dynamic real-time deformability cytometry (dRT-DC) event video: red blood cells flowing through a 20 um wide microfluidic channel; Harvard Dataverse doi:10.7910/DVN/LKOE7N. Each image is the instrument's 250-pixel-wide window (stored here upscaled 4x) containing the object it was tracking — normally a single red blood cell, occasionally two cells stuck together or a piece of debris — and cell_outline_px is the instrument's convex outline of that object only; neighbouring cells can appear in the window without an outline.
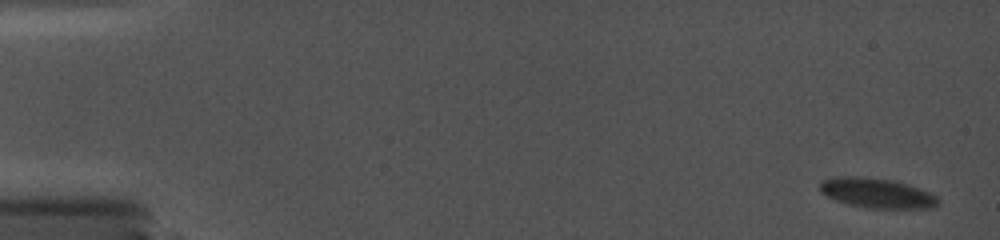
{"species": "common noctule bat (a hibernating species)", "species_latin": "Nyctalus noctula", "temperature_condition": "cold", "stored_images_in_passage": 29, "camera_frame_rate_fps": 5000, "um_per_image_px": 0.085, "animal": {"sex": "female", "body_mass_g": 19.0, "forearm_length_mm": 56.7}, "frame": {"image": 1, "passage_image": 1, "time_ms": 0.0, "image_size_px": [1000, 240], "cell_outline_px": [[940, 204], [936, 208], [868, 208], [848, 204], [836, 200], [820, 192], [820, 180], [836, 176], [860, 176], [892, 180], [920, 188], [936, 196], [940, 200]], "centroid_in_image_um": [74.54, 16.41], "position_along_channel_um": 10.5, "area_um2": 20.69}}
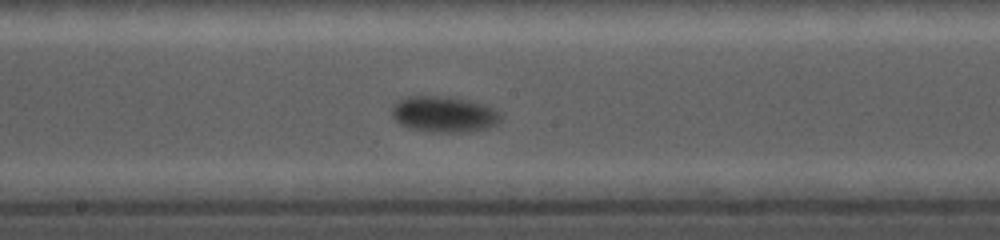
{"frame": {"image": 2, "passage_image": 15, "time_ms": 9.8, "image_size_px": [1000, 240], "cell_outline_px": [[504, 116], [496, 124], [484, 128], [468, 132], [432, 132], [408, 128], [400, 124], [392, 116], [392, 104], [404, 96], [440, 96], [468, 100], [484, 104], [500, 112]], "centroid_in_image_um": [37.71, 9.71], "position_along_channel_um": 210.5, "area_um2": 22.95}}
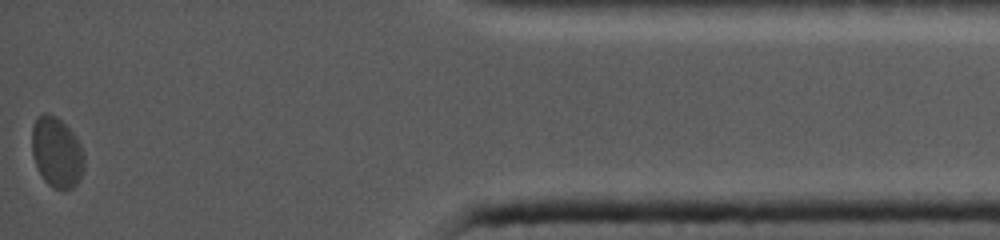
{"frame": {"image": 3, "passage_image": 29, "time_ms": 17.0, "image_size_px": [1000, 240], "cell_outline_px": [[84, 168], [80, 180], [72, 188], [64, 192], [48, 184], [44, 180], [36, 164], [32, 152], [32, 124], [36, 116], [44, 112], [48, 112], [56, 116], [72, 132], [80, 144], [84, 152]], "centroid_in_image_um": [4.83, 12.94], "position_along_channel_um": 430.4, "area_um2": 21.68}, "authors_computed_cell_mechanics": {"area_um2": 21.1548, "velocity_mm_per_s": 3.6159, "shape_relaxation_time_tau1_ms": 2.8623, "shape_relaxation_time_tau2_ms": null, "deformation_change_tau1": null, "deformation_change_tau2": null}}